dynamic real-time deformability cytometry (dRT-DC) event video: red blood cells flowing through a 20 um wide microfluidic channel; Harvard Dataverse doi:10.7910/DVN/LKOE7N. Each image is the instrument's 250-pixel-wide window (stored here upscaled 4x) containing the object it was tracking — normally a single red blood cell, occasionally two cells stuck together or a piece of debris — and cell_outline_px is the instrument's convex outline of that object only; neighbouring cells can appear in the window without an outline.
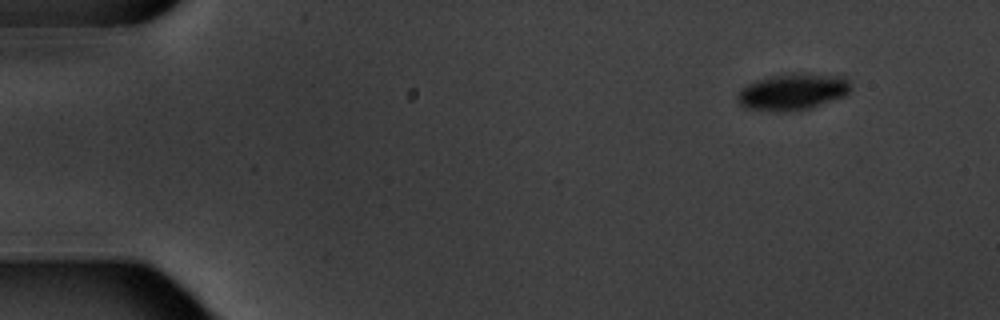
{"species": "common noctule bat (a hibernating species)", "species_latin": "Nyctalus noctula", "temperature_condition": "warm", "stored_images_in_passage": 4, "camera_frame_rate_fps": 3000, "um_per_image_px": 0.085, "animal": {"sex": "male", "body_mass_g": 20.1, "forearm_length_mm": 53.5}, "frame": {"image": 1, "passage_image": 1, "time_ms": 0.0, "image_size_px": [1000, 320], "cell_outline_px": [[852, 88], [844, 96], [808, 108], [788, 112], [776, 112], [744, 108], [736, 100], [736, 96], [748, 84], [756, 80], [772, 76], [792, 72], [800, 72], [844, 76], [848, 80]], "centroid_in_image_um": [67.38, 7.79], "position_along_channel_um": 17.6, "area_um2": 24.28}}
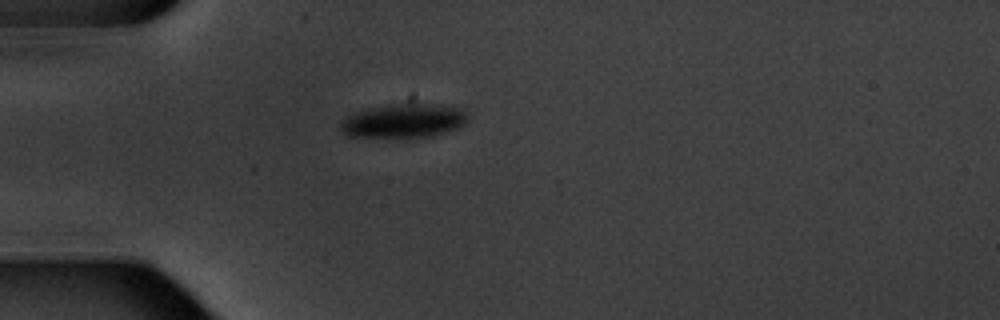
{"frame": {"image": 2, "passage_image": 4, "time_ms": 3.667, "image_size_px": [1000, 320], "cell_outline_px": [[468, 120], [460, 128], [432, 136], [348, 136], [340, 128], [340, 124], [348, 116], [356, 112], [368, 108], [400, 104], [456, 104], [464, 108], [468, 116]], "centroid_in_image_um": [34.45, 10.24], "position_along_channel_um": 50.5, "area_um2": 25.03}}